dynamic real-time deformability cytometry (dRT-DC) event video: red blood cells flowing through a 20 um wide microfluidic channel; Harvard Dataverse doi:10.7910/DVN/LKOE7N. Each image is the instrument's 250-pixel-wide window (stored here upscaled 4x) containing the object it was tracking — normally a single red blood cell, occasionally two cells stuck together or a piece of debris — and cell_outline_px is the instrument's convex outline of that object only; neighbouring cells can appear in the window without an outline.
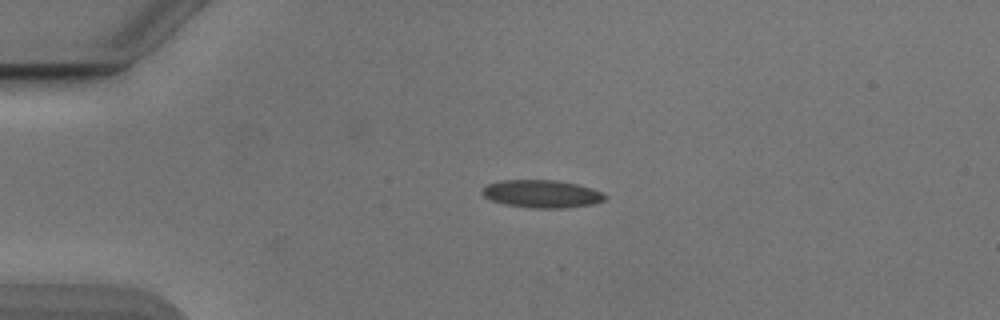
{"species": "Egyptian fruit bat (a non-hibernating species)", "species_latin": "Rousettus aegyptiacus", "temperature_condition": "cold", "stored_images_in_passage": 2, "camera_frame_rate_fps": 3000, "um_per_image_px": 0.085, "animal": {"sex": "male"}, "frame": {"image": 1, "passage_image": 2, "time_ms": 0.333, "image_size_px": [1000, 320], "cell_outline_px": [[608, 200], [596, 204], [564, 208], [532, 208], [504, 204], [492, 200], [484, 196], [480, 192], [488, 184], [500, 180], [556, 180], [576, 184], [592, 188], [608, 196]], "centroid_in_image_um": [46.1, 16.48], "position_along_channel_um": 38.9, "area_um2": 20.0}}